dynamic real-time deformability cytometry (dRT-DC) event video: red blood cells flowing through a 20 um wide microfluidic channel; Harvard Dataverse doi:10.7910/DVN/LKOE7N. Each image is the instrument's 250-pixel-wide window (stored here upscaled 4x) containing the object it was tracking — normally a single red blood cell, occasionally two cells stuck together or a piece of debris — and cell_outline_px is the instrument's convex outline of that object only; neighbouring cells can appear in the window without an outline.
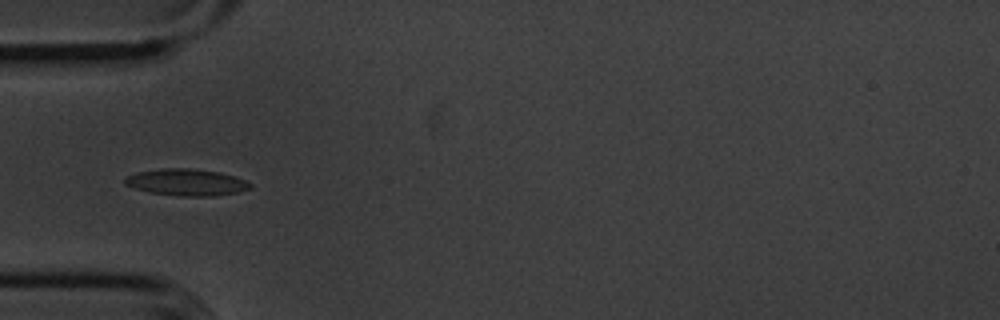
{"species": "common noctule bat (a hibernating species)", "species_latin": "Nyctalus noctula", "temperature_condition": "cold", "stored_images_in_passage": 39, "camera_frame_rate_fps": 3000, "um_per_image_px": 0.085, "animal": {"sex": "male", "body_mass_g": 20.1, "forearm_length_mm": 53.5}, "frame": {"image": 1, "passage_image": 1, "time_ms": 0.0, "image_size_px": [1000, 320], "cell_outline_px": [[252, 188], [240, 192], [216, 196], [180, 196], [148, 192], [124, 184], [124, 176], [136, 172], [160, 168], [188, 168], [220, 172], [236, 176], [252, 184]], "centroid_in_image_um": [15.86, 15.49], "position_along_channel_um": 69.1, "area_um2": 19.77}}
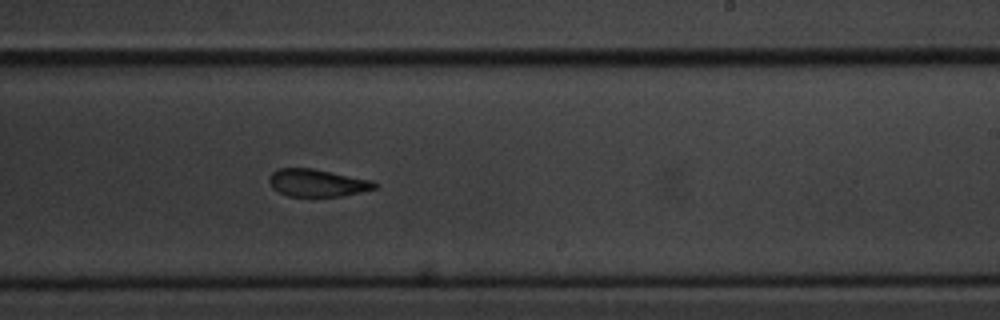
{"frame": {"image": 2, "passage_image": 17, "time_ms": 5.333, "image_size_px": [1000, 320], "cell_outline_px": [[376, 188], [344, 196], [288, 196], [272, 188], [268, 180], [268, 176], [272, 172], [280, 168], [312, 168], [372, 180], [376, 184]], "centroid_in_image_um": [26.94, 15.54], "position_along_channel_um": 262.1, "area_um2": 16.82}}
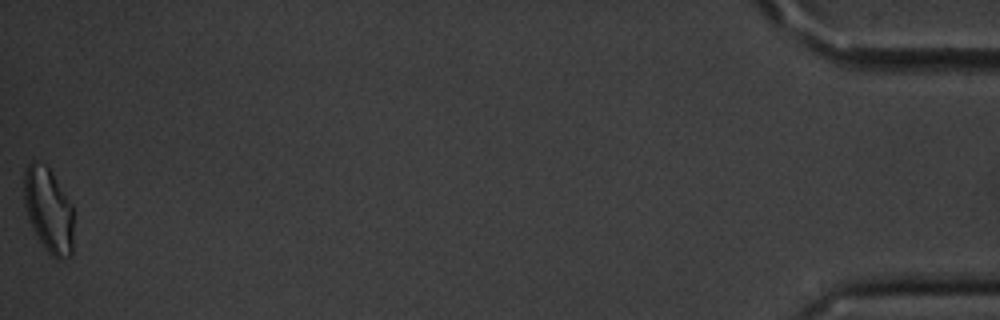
{"frame": {"image": 3, "passage_image": 39, "time_ms": 12.667, "image_size_px": [1000, 320], "cell_outline_px": [[72, 256], [60, 260], [52, 256], [44, 248], [32, 228], [28, 220], [24, 204], [24, 168], [32, 160], [36, 160], [48, 164], [72, 204]], "centroid_in_image_um": [4.11, 17.81], "position_along_channel_um": 431.1, "area_um2": 25.03}, "authors_computed_cell_mechanics": {"area_um2": 18.3226, "velocity_mm_per_s": 3.6031, "shape_relaxation_time_tau1_ms": 3.5956, "shape_relaxation_time_tau2_ms": 3.1236, "deformation_change_tau1": 0.1123, "deformation_change_tau2": 0.0958}}